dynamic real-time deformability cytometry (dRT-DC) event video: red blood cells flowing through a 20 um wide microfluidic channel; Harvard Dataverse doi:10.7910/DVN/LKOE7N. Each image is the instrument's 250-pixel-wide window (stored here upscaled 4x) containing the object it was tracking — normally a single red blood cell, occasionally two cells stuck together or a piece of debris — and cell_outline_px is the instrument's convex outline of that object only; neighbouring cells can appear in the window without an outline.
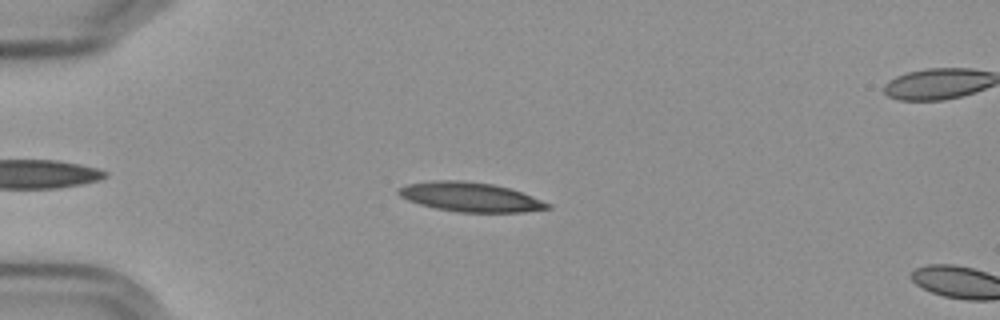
{"species": "Egyptian fruit bat (a non-hibernating species)", "species_latin": "Rousettus aegyptiacus", "temperature_condition": "cold", "stored_images_in_passage": 12, "camera_frame_rate_fps": 3000, "um_per_image_px": 0.085, "frame": {"image": 1, "passage_image": 10, "time_ms": 3.0, "image_size_px": [1000, 320], "cell_outline_px": [[552, 208], [524, 212], [456, 212], [436, 208], [420, 204], [408, 200], [400, 196], [396, 192], [400, 188], [408, 184], [440, 180], [456, 180], [492, 184], [508, 188], [532, 196], [552, 204]], "centroid_in_image_um": [40.01, 16.76], "position_along_channel_um": 45.0, "area_um2": 25.2}}